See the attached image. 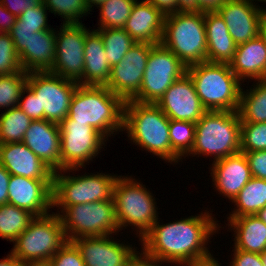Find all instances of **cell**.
Returning a JSON list of instances; mask_svg holds the SVG:
<instances>
[{"mask_svg":"<svg viewBox=\"0 0 266 266\" xmlns=\"http://www.w3.org/2000/svg\"><path fill=\"white\" fill-rule=\"evenodd\" d=\"M159 221L140 240L141 253L146 257L177 266H198L216 260L207 245L222 226L212 213L206 210L162 225Z\"/></svg>","mask_w":266,"mask_h":266,"instance_id":"obj_1","label":"cell"},{"mask_svg":"<svg viewBox=\"0 0 266 266\" xmlns=\"http://www.w3.org/2000/svg\"><path fill=\"white\" fill-rule=\"evenodd\" d=\"M169 122V117L154 103H124L123 130L131 143L166 163L176 164L182 160L171 150Z\"/></svg>","mask_w":266,"mask_h":266,"instance_id":"obj_2","label":"cell"},{"mask_svg":"<svg viewBox=\"0 0 266 266\" xmlns=\"http://www.w3.org/2000/svg\"><path fill=\"white\" fill-rule=\"evenodd\" d=\"M124 103L106 86L79 85L72 97L68 117L75 123H87L108 140L116 132L124 131Z\"/></svg>","mask_w":266,"mask_h":266,"instance_id":"obj_3","label":"cell"},{"mask_svg":"<svg viewBox=\"0 0 266 266\" xmlns=\"http://www.w3.org/2000/svg\"><path fill=\"white\" fill-rule=\"evenodd\" d=\"M186 73L207 111H238L242 82L229 64L205 61L188 67Z\"/></svg>","mask_w":266,"mask_h":266,"instance_id":"obj_4","label":"cell"},{"mask_svg":"<svg viewBox=\"0 0 266 266\" xmlns=\"http://www.w3.org/2000/svg\"><path fill=\"white\" fill-rule=\"evenodd\" d=\"M241 119L238 111H206L196 123L189 155L213 158V162L240 152Z\"/></svg>","mask_w":266,"mask_h":266,"instance_id":"obj_5","label":"cell"},{"mask_svg":"<svg viewBox=\"0 0 266 266\" xmlns=\"http://www.w3.org/2000/svg\"><path fill=\"white\" fill-rule=\"evenodd\" d=\"M161 44L188 68L207 61L204 12H175L165 16Z\"/></svg>","mask_w":266,"mask_h":266,"instance_id":"obj_6","label":"cell"},{"mask_svg":"<svg viewBox=\"0 0 266 266\" xmlns=\"http://www.w3.org/2000/svg\"><path fill=\"white\" fill-rule=\"evenodd\" d=\"M113 200L119 231L129 225L136 227L140 241L159 217L156 198L132 175H119L114 185Z\"/></svg>","mask_w":266,"mask_h":266,"instance_id":"obj_7","label":"cell"},{"mask_svg":"<svg viewBox=\"0 0 266 266\" xmlns=\"http://www.w3.org/2000/svg\"><path fill=\"white\" fill-rule=\"evenodd\" d=\"M79 167L63 169L53 174L52 206H72L96 201L112 200L119 176L106 173L70 176ZM68 173L69 175H66Z\"/></svg>","mask_w":266,"mask_h":266,"instance_id":"obj_8","label":"cell"},{"mask_svg":"<svg viewBox=\"0 0 266 266\" xmlns=\"http://www.w3.org/2000/svg\"><path fill=\"white\" fill-rule=\"evenodd\" d=\"M56 207L68 241L119 232L113 199Z\"/></svg>","mask_w":266,"mask_h":266,"instance_id":"obj_9","label":"cell"},{"mask_svg":"<svg viewBox=\"0 0 266 266\" xmlns=\"http://www.w3.org/2000/svg\"><path fill=\"white\" fill-rule=\"evenodd\" d=\"M67 241L59 215L52 212L35 216L10 251L20 262L49 261Z\"/></svg>","mask_w":266,"mask_h":266,"instance_id":"obj_10","label":"cell"},{"mask_svg":"<svg viewBox=\"0 0 266 266\" xmlns=\"http://www.w3.org/2000/svg\"><path fill=\"white\" fill-rule=\"evenodd\" d=\"M26 85L38 97L39 120L59 125L68 116L79 83L50 71H33L29 72Z\"/></svg>","mask_w":266,"mask_h":266,"instance_id":"obj_11","label":"cell"},{"mask_svg":"<svg viewBox=\"0 0 266 266\" xmlns=\"http://www.w3.org/2000/svg\"><path fill=\"white\" fill-rule=\"evenodd\" d=\"M187 67L162 44L150 49L139 93L132 99L156 104L165 91L186 73Z\"/></svg>","mask_w":266,"mask_h":266,"instance_id":"obj_12","label":"cell"},{"mask_svg":"<svg viewBox=\"0 0 266 266\" xmlns=\"http://www.w3.org/2000/svg\"><path fill=\"white\" fill-rule=\"evenodd\" d=\"M61 170L85 167L106 146V138L87 123H75L68 116L59 124Z\"/></svg>","mask_w":266,"mask_h":266,"instance_id":"obj_13","label":"cell"},{"mask_svg":"<svg viewBox=\"0 0 266 266\" xmlns=\"http://www.w3.org/2000/svg\"><path fill=\"white\" fill-rule=\"evenodd\" d=\"M84 23H67L56 31V56L51 73L78 81L84 73V46L86 33Z\"/></svg>","mask_w":266,"mask_h":266,"instance_id":"obj_14","label":"cell"},{"mask_svg":"<svg viewBox=\"0 0 266 266\" xmlns=\"http://www.w3.org/2000/svg\"><path fill=\"white\" fill-rule=\"evenodd\" d=\"M151 43H135L123 59L111 67L106 87L124 102L132 100L140 91Z\"/></svg>","mask_w":266,"mask_h":266,"instance_id":"obj_15","label":"cell"},{"mask_svg":"<svg viewBox=\"0 0 266 266\" xmlns=\"http://www.w3.org/2000/svg\"><path fill=\"white\" fill-rule=\"evenodd\" d=\"M71 242L80 251L85 266H129L139 253L132 245L115 241L112 235L80 237Z\"/></svg>","mask_w":266,"mask_h":266,"instance_id":"obj_16","label":"cell"},{"mask_svg":"<svg viewBox=\"0 0 266 266\" xmlns=\"http://www.w3.org/2000/svg\"><path fill=\"white\" fill-rule=\"evenodd\" d=\"M156 105L169 119L194 123H197L207 111L196 93L192 79L187 73L165 91Z\"/></svg>","mask_w":266,"mask_h":266,"instance_id":"obj_17","label":"cell"},{"mask_svg":"<svg viewBox=\"0 0 266 266\" xmlns=\"http://www.w3.org/2000/svg\"><path fill=\"white\" fill-rule=\"evenodd\" d=\"M53 179H30L11 175L8 203L27 210L34 216L50 213Z\"/></svg>","mask_w":266,"mask_h":266,"instance_id":"obj_18","label":"cell"},{"mask_svg":"<svg viewBox=\"0 0 266 266\" xmlns=\"http://www.w3.org/2000/svg\"><path fill=\"white\" fill-rule=\"evenodd\" d=\"M238 45L259 35L263 7L252 0H226L217 10Z\"/></svg>","mask_w":266,"mask_h":266,"instance_id":"obj_19","label":"cell"},{"mask_svg":"<svg viewBox=\"0 0 266 266\" xmlns=\"http://www.w3.org/2000/svg\"><path fill=\"white\" fill-rule=\"evenodd\" d=\"M210 171L214 188L231 202L252 178L248 160L242 152L214 161Z\"/></svg>","mask_w":266,"mask_h":266,"instance_id":"obj_20","label":"cell"},{"mask_svg":"<svg viewBox=\"0 0 266 266\" xmlns=\"http://www.w3.org/2000/svg\"><path fill=\"white\" fill-rule=\"evenodd\" d=\"M23 143L54 172L61 170L60 127L45 119L32 120Z\"/></svg>","mask_w":266,"mask_h":266,"instance_id":"obj_21","label":"cell"},{"mask_svg":"<svg viewBox=\"0 0 266 266\" xmlns=\"http://www.w3.org/2000/svg\"><path fill=\"white\" fill-rule=\"evenodd\" d=\"M0 164L11 175L30 179H53L54 171L23 142L0 144Z\"/></svg>","mask_w":266,"mask_h":266,"instance_id":"obj_22","label":"cell"},{"mask_svg":"<svg viewBox=\"0 0 266 266\" xmlns=\"http://www.w3.org/2000/svg\"><path fill=\"white\" fill-rule=\"evenodd\" d=\"M165 15L151 3L136 1L123 29L137 43L161 44Z\"/></svg>","mask_w":266,"mask_h":266,"instance_id":"obj_23","label":"cell"},{"mask_svg":"<svg viewBox=\"0 0 266 266\" xmlns=\"http://www.w3.org/2000/svg\"><path fill=\"white\" fill-rule=\"evenodd\" d=\"M229 65L242 82L246 78L254 81L266 79V44L263 39L258 35L245 43L238 44Z\"/></svg>","mask_w":266,"mask_h":266,"instance_id":"obj_24","label":"cell"},{"mask_svg":"<svg viewBox=\"0 0 266 266\" xmlns=\"http://www.w3.org/2000/svg\"><path fill=\"white\" fill-rule=\"evenodd\" d=\"M106 52L100 33L96 29L86 33L84 46V73L77 81L83 86H106L111 66L106 59Z\"/></svg>","mask_w":266,"mask_h":266,"instance_id":"obj_25","label":"cell"},{"mask_svg":"<svg viewBox=\"0 0 266 266\" xmlns=\"http://www.w3.org/2000/svg\"><path fill=\"white\" fill-rule=\"evenodd\" d=\"M207 41V61L229 64L234 57L237 44L229 34L224 19L217 11H204Z\"/></svg>","mask_w":266,"mask_h":266,"instance_id":"obj_26","label":"cell"},{"mask_svg":"<svg viewBox=\"0 0 266 266\" xmlns=\"http://www.w3.org/2000/svg\"><path fill=\"white\" fill-rule=\"evenodd\" d=\"M56 56V30L38 31L28 40L26 47L19 54L22 70L25 72L49 71Z\"/></svg>","mask_w":266,"mask_h":266,"instance_id":"obj_27","label":"cell"},{"mask_svg":"<svg viewBox=\"0 0 266 266\" xmlns=\"http://www.w3.org/2000/svg\"><path fill=\"white\" fill-rule=\"evenodd\" d=\"M229 230L234 231V249L262 253L266 250V224L256 215L227 219Z\"/></svg>","mask_w":266,"mask_h":266,"instance_id":"obj_28","label":"cell"},{"mask_svg":"<svg viewBox=\"0 0 266 266\" xmlns=\"http://www.w3.org/2000/svg\"><path fill=\"white\" fill-rule=\"evenodd\" d=\"M236 208L228 219L238 216L256 215L266 206V180L252 177L233 199Z\"/></svg>","mask_w":266,"mask_h":266,"instance_id":"obj_29","label":"cell"},{"mask_svg":"<svg viewBox=\"0 0 266 266\" xmlns=\"http://www.w3.org/2000/svg\"><path fill=\"white\" fill-rule=\"evenodd\" d=\"M256 82L246 92L241 88L238 109L241 123L266 122V79Z\"/></svg>","mask_w":266,"mask_h":266,"instance_id":"obj_30","label":"cell"},{"mask_svg":"<svg viewBox=\"0 0 266 266\" xmlns=\"http://www.w3.org/2000/svg\"><path fill=\"white\" fill-rule=\"evenodd\" d=\"M35 216L12 204L0 206V238L14 242Z\"/></svg>","mask_w":266,"mask_h":266,"instance_id":"obj_31","label":"cell"},{"mask_svg":"<svg viewBox=\"0 0 266 266\" xmlns=\"http://www.w3.org/2000/svg\"><path fill=\"white\" fill-rule=\"evenodd\" d=\"M2 112L0 114V144L23 142L32 119L18 106Z\"/></svg>","mask_w":266,"mask_h":266,"instance_id":"obj_32","label":"cell"},{"mask_svg":"<svg viewBox=\"0 0 266 266\" xmlns=\"http://www.w3.org/2000/svg\"><path fill=\"white\" fill-rule=\"evenodd\" d=\"M102 38L106 59L111 67L118 64L129 49L137 43L123 28L96 29Z\"/></svg>","mask_w":266,"mask_h":266,"instance_id":"obj_33","label":"cell"},{"mask_svg":"<svg viewBox=\"0 0 266 266\" xmlns=\"http://www.w3.org/2000/svg\"><path fill=\"white\" fill-rule=\"evenodd\" d=\"M137 0H105L98 6L100 20L98 29L123 28Z\"/></svg>","mask_w":266,"mask_h":266,"instance_id":"obj_34","label":"cell"},{"mask_svg":"<svg viewBox=\"0 0 266 266\" xmlns=\"http://www.w3.org/2000/svg\"><path fill=\"white\" fill-rule=\"evenodd\" d=\"M196 123L170 119L169 133L171 150L184 159L193 149ZM184 157V158H182Z\"/></svg>","mask_w":266,"mask_h":266,"instance_id":"obj_35","label":"cell"},{"mask_svg":"<svg viewBox=\"0 0 266 266\" xmlns=\"http://www.w3.org/2000/svg\"><path fill=\"white\" fill-rule=\"evenodd\" d=\"M29 72L0 75V108L8 110L18 106L20 94L26 86Z\"/></svg>","mask_w":266,"mask_h":266,"instance_id":"obj_36","label":"cell"},{"mask_svg":"<svg viewBox=\"0 0 266 266\" xmlns=\"http://www.w3.org/2000/svg\"><path fill=\"white\" fill-rule=\"evenodd\" d=\"M43 4L48 12L62 17L64 24L82 23L79 19L90 14L85 0H43Z\"/></svg>","mask_w":266,"mask_h":266,"instance_id":"obj_37","label":"cell"},{"mask_svg":"<svg viewBox=\"0 0 266 266\" xmlns=\"http://www.w3.org/2000/svg\"><path fill=\"white\" fill-rule=\"evenodd\" d=\"M266 150V122L241 123L240 152Z\"/></svg>","mask_w":266,"mask_h":266,"instance_id":"obj_38","label":"cell"},{"mask_svg":"<svg viewBox=\"0 0 266 266\" xmlns=\"http://www.w3.org/2000/svg\"><path fill=\"white\" fill-rule=\"evenodd\" d=\"M22 70L19 54L9 33H0V75Z\"/></svg>","mask_w":266,"mask_h":266,"instance_id":"obj_39","label":"cell"},{"mask_svg":"<svg viewBox=\"0 0 266 266\" xmlns=\"http://www.w3.org/2000/svg\"><path fill=\"white\" fill-rule=\"evenodd\" d=\"M47 15V8L44 4L38 5L35 8H28L16 18L13 27L36 28V32L53 29V27L51 28V26L48 25Z\"/></svg>","mask_w":266,"mask_h":266,"instance_id":"obj_40","label":"cell"},{"mask_svg":"<svg viewBox=\"0 0 266 266\" xmlns=\"http://www.w3.org/2000/svg\"><path fill=\"white\" fill-rule=\"evenodd\" d=\"M51 266H85L78 248L67 241L49 260Z\"/></svg>","mask_w":266,"mask_h":266,"instance_id":"obj_41","label":"cell"},{"mask_svg":"<svg viewBox=\"0 0 266 266\" xmlns=\"http://www.w3.org/2000/svg\"><path fill=\"white\" fill-rule=\"evenodd\" d=\"M254 178L266 180V150L244 152Z\"/></svg>","mask_w":266,"mask_h":266,"instance_id":"obj_42","label":"cell"},{"mask_svg":"<svg viewBox=\"0 0 266 266\" xmlns=\"http://www.w3.org/2000/svg\"><path fill=\"white\" fill-rule=\"evenodd\" d=\"M25 94H27L26 97ZM18 107L32 120H39L38 97H35L34 92L27 85L21 91Z\"/></svg>","mask_w":266,"mask_h":266,"instance_id":"obj_43","label":"cell"},{"mask_svg":"<svg viewBox=\"0 0 266 266\" xmlns=\"http://www.w3.org/2000/svg\"><path fill=\"white\" fill-rule=\"evenodd\" d=\"M35 32L36 28L12 27V30L9 32V34L14 42L18 54L28 47V40Z\"/></svg>","mask_w":266,"mask_h":266,"instance_id":"obj_44","label":"cell"},{"mask_svg":"<svg viewBox=\"0 0 266 266\" xmlns=\"http://www.w3.org/2000/svg\"><path fill=\"white\" fill-rule=\"evenodd\" d=\"M233 251L230 266H263L259 253L245 252L239 249H233Z\"/></svg>","mask_w":266,"mask_h":266,"instance_id":"obj_45","label":"cell"},{"mask_svg":"<svg viewBox=\"0 0 266 266\" xmlns=\"http://www.w3.org/2000/svg\"><path fill=\"white\" fill-rule=\"evenodd\" d=\"M0 3L15 17H18L28 8L43 5V0H0Z\"/></svg>","mask_w":266,"mask_h":266,"instance_id":"obj_46","label":"cell"},{"mask_svg":"<svg viewBox=\"0 0 266 266\" xmlns=\"http://www.w3.org/2000/svg\"><path fill=\"white\" fill-rule=\"evenodd\" d=\"M16 18L0 3V33H9L15 25Z\"/></svg>","mask_w":266,"mask_h":266,"instance_id":"obj_47","label":"cell"},{"mask_svg":"<svg viewBox=\"0 0 266 266\" xmlns=\"http://www.w3.org/2000/svg\"><path fill=\"white\" fill-rule=\"evenodd\" d=\"M11 174L0 164V206L8 203V188Z\"/></svg>","mask_w":266,"mask_h":266,"instance_id":"obj_48","label":"cell"},{"mask_svg":"<svg viewBox=\"0 0 266 266\" xmlns=\"http://www.w3.org/2000/svg\"><path fill=\"white\" fill-rule=\"evenodd\" d=\"M157 9H159L165 16L177 12V0H145Z\"/></svg>","mask_w":266,"mask_h":266,"instance_id":"obj_49","label":"cell"},{"mask_svg":"<svg viewBox=\"0 0 266 266\" xmlns=\"http://www.w3.org/2000/svg\"><path fill=\"white\" fill-rule=\"evenodd\" d=\"M162 263L164 262L148 258L144 254L139 252L132 259L129 266H161Z\"/></svg>","mask_w":266,"mask_h":266,"instance_id":"obj_50","label":"cell"},{"mask_svg":"<svg viewBox=\"0 0 266 266\" xmlns=\"http://www.w3.org/2000/svg\"><path fill=\"white\" fill-rule=\"evenodd\" d=\"M226 0H197L198 11H216Z\"/></svg>","mask_w":266,"mask_h":266,"instance_id":"obj_51","label":"cell"},{"mask_svg":"<svg viewBox=\"0 0 266 266\" xmlns=\"http://www.w3.org/2000/svg\"><path fill=\"white\" fill-rule=\"evenodd\" d=\"M177 12H198L197 0H177Z\"/></svg>","mask_w":266,"mask_h":266,"instance_id":"obj_52","label":"cell"},{"mask_svg":"<svg viewBox=\"0 0 266 266\" xmlns=\"http://www.w3.org/2000/svg\"><path fill=\"white\" fill-rule=\"evenodd\" d=\"M0 266H21V262L10 252L6 258L0 259Z\"/></svg>","mask_w":266,"mask_h":266,"instance_id":"obj_53","label":"cell"},{"mask_svg":"<svg viewBox=\"0 0 266 266\" xmlns=\"http://www.w3.org/2000/svg\"><path fill=\"white\" fill-rule=\"evenodd\" d=\"M259 36L263 39L266 44V15H263L259 26Z\"/></svg>","mask_w":266,"mask_h":266,"instance_id":"obj_54","label":"cell"},{"mask_svg":"<svg viewBox=\"0 0 266 266\" xmlns=\"http://www.w3.org/2000/svg\"><path fill=\"white\" fill-rule=\"evenodd\" d=\"M21 266H51L49 261L21 262Z\"/></svg>","mask_w":266,"mask_h":266,"instance_id":"obj_55","label":"cell"},{"mask_svg":"<svg viewBox=\"0 0 266 266\" xmlns=\"http://www.w3.org/2000/svg\"><path fill=\"white\" fill-rule=\"evenodd\" d=\"M105 0H85L86 5L90 12L94 10L92 7L95 5V7H98L100 4H102Z\"/></svg>","mask_w":266,"mask_h":266,"instance_id":"obj_56","label":"cell"},{"mask_svg":"<svg viewBox=\"0 0 266 266\" xmlns=\"http://www.w3.org/2000/svg\"><path fill=\"white\" fill-rule=\"evenodd\" d=\"M256 216L266 224V206L261 209Z\"/></svg>","mask_w":266,"mask_h":266,"instance_id":"obj_57","label":"cell"},{"mask_svg":"<svg viewBox=\"0 0 266 266\" xmlns=\"http://www.w3.org/2000/svg\"><path fill=\"white\" fill-rule=\"evenodd\" d=\"M218 260H215L211 263L203 264V265H198V266H221V264L218 263Z\"/></svg>","mask_w":266,"mask_h":266,"instance_id":"obj_58","label":"cell"},{"mask_svg":"<svg viewBox=\"0 0 266 266\" xmlns=\"http://www.w3.org/2000/svg\"><path fill=\"white\" fill-rule=\"evenodd\" d=\"M263 266H266V250H264L262 253H260Z\"/></svg>","mask_w":266,"mask_h":266,"instance_id":"obj_59","label":"cell"},{"mask_svg":"<svg viewBox=\"0 0 266 266\" xmlns=\"http://www.w3.org/2000/svg\"><path fill=\"white\" fill-rule=\"evenodd\" d=\"M252 1H255V2H256V1H260V2H262V3H263V2H266V0H252Z\"/></svg>","mask_w":266,"mask_h":266,"instance_id":"obj_60","label":"cell"},{"mask_svg":"<svg viewBox=\"0 0 266 266\" xmlns=\"http://www.w3.org/2000/svg\"><path fill=\"white\" fill-rule=\"evenodd\" d=\"M265 3H266V2H265ZM263 12H264V15H266V8H265V9L263 8Z\"/></svg>","mask_w":266,"mask_h":266,"instance_id":"obj_61","label":"cell"}]
</instances>
